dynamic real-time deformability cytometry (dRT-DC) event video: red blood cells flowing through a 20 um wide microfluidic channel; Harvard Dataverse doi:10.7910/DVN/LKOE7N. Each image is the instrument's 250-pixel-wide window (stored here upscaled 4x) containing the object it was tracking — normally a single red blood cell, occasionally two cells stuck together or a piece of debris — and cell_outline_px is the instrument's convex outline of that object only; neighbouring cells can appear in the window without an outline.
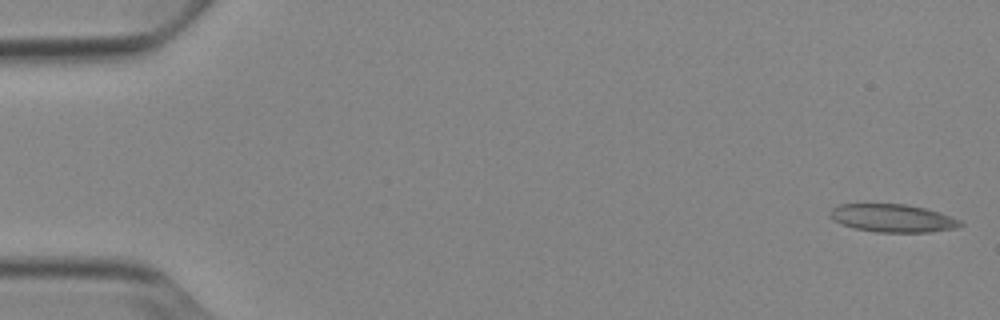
{"species": "Egyptian fruit bat (a non-hibernating species)", "species_latin": "Rousettus aegyptiacus", "temperature_condition": "cold", "stored_images_in_passage": 52, "camera_frame_rate_fps": 3000, "um_per_image_px": 0.085, "animal": {"sex": "female"}, "frame": {"image": 1, "passage_image": 1, "time_ms": 0.0, "image_size_px": [1000, 320], "cell_outline_px": [[964, 224], [956, 228], [928, 232], [876, 232], [856, 228], [840, 224], [828, 216], [828, 212], [832, 208], [840, 204], [904, 204], [924, 208], [940, 212], [960, 220]], "centroid_in_image_um": [75.85, 18.54], "position_along_channel_um": 9.1, "area_um2": 21.21}}
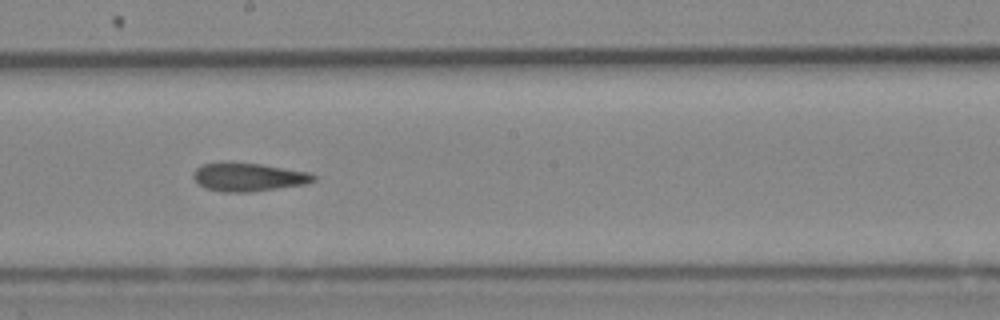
{"frame": {"image": 2, "passage_image": 29, "time_ms": 9.333, "image_size_px": [1000, 320], "cell_outline_px": [[316, 180], [308, 184], [248, 192], [224, 192], [204, 188], [192, 176], [192, 172], [200, 164], [228, 160], [232, 160], [260, 164], [308, 172], [316, 176]], "centroid_in_image_um": [21.07, 15.02], "position_along_channel_um": 227.1, "area_um2": 20.35}}
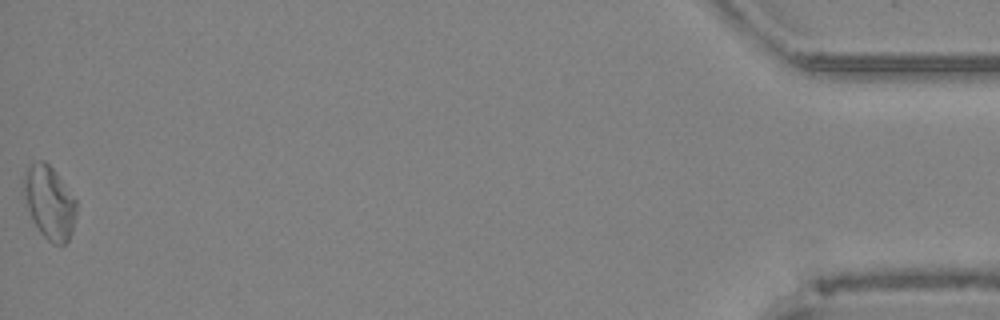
{"frame": {"image": 3, "passage_image": 52, "time_ms": 17.0, "image_size_px": [1000, 320], "cell_outline_px": [[76, 212], [72, 232], [68, 240], [64, 244], [52, 244], [40, 232], [32, 220], [28, 208], [24, 192], [24, 176], [28, 168], [32, 164], [40, 160], [44, 160], [56, 172], [76, 200]], "centroid_in_image_um": [4.22, 17.23], "position_along_channel_um": 431.0, "area_um2": 22.02}, "authors_computed_cell_mechanics": {"area_um2": 20.4034, "velocity_mm_per_s": 3.881, "shape_relaxation_time_tau1_ms": null, "shape_relaxation_time_tau2_ms": 3.4293, "deformation_change_tau1": null, "deformation_change_tau2": 0.0969}}